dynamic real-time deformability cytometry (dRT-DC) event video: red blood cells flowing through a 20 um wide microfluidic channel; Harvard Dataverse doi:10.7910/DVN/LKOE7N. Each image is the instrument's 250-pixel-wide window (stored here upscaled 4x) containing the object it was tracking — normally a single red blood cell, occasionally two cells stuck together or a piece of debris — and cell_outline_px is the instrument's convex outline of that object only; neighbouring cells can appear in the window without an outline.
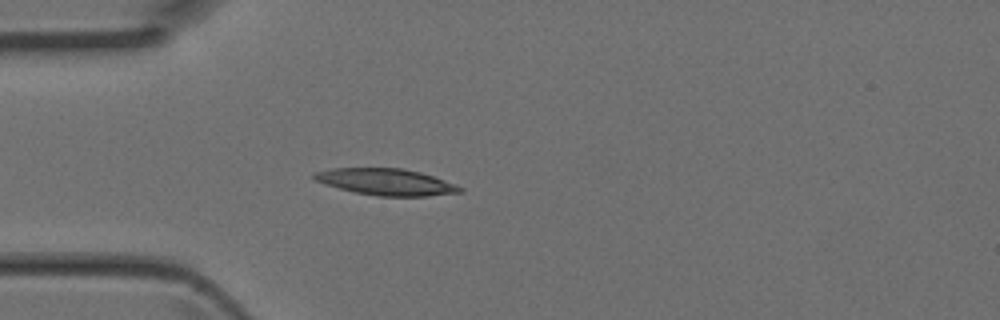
{"species": "Egyptian fruit bat (a non-hibernating species)", "species_latin": "Rousettus aegyptiacus", "temperature_condition": "room temperature", "stored_images_in_passage": 3, "camera_frame_rate_fps": 3000, "um_per_image_px": 0.085, "animal": {"sex": "female"}, "frame": {"image": 1, "passage_image": 3, "time_ms": 0.667, "image_size_px": [1000, 320], "cell_outline_px": [[464, 192], [428, 196], [380, 196], [356, 192], [324, 184], [312, 180], [312, 172], [332, 168], [404, 168], [420, 172], [456, 184], [464, 188]], "centroid_in_image_um": [32.81, 15.46], "position_along_channel_um": 52.2, "area_um2": 22.66}}